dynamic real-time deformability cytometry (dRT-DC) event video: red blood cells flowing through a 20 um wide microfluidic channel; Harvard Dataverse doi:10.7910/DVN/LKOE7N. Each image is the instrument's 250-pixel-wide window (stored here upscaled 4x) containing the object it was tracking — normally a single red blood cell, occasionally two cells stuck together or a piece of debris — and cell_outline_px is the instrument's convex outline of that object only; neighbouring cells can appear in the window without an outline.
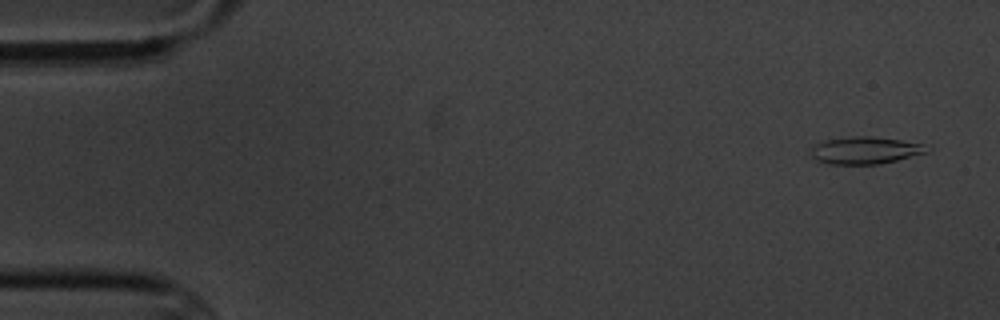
{"species": "common noctule bat (a hibernating species)", "species_latin": "Nyctalus noctula", "temperature_condition": "cold", "stored_images_in_passage": 15, "camera_frame_rate_fps": 3000, "um_per_image_px": 0.085, "animal": {"sex": "male", "body_mass_g": 20.1, "forearm_length_mm": 53.5}, "frame": {"image": 1, "passage_image": 1, "time_ms": 0.0, "image_size_px": [1000, 320], "cell_outline_px": [[932, 148], [928, 152], [880, 164], [824, 164], [816, 160], [812, 156], [812, 148], [816, 144], [824, 140], [852, 136], [872, 136], [900, 140], [920, 144]], "centroid_in_image_um": [73.52, 12.78], "position_along_channel_um": 11.5, "area_um2": 18.32}}
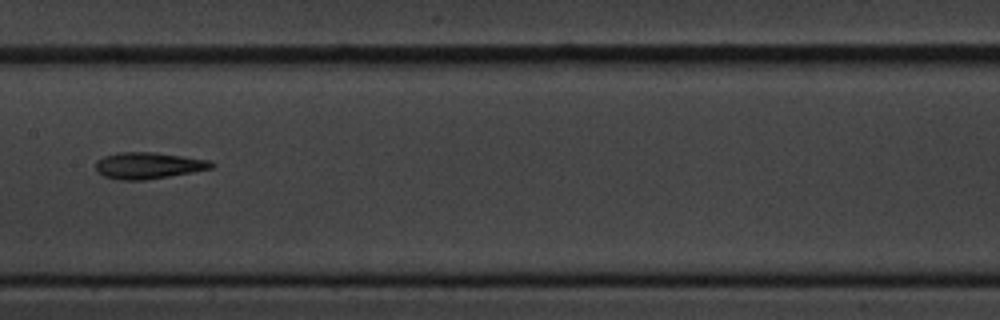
{"frame": {"image": 2, "passage_image": 8, "time_ms": 8.667, "image_size_px": [1000, 320], "cell_outline_px": [[216, 164], [212, 168], [192, 172], [144, 180], [120, 180], [104, 176], [96, 172], [96, 160], [104, 156], [120, 152], [152, 152], [184, 156], [212, 160]], "centroid_in_image_um": [12.62, 14.06], "position_along_channel_um": 194.8, "area_um2": 17.92}}
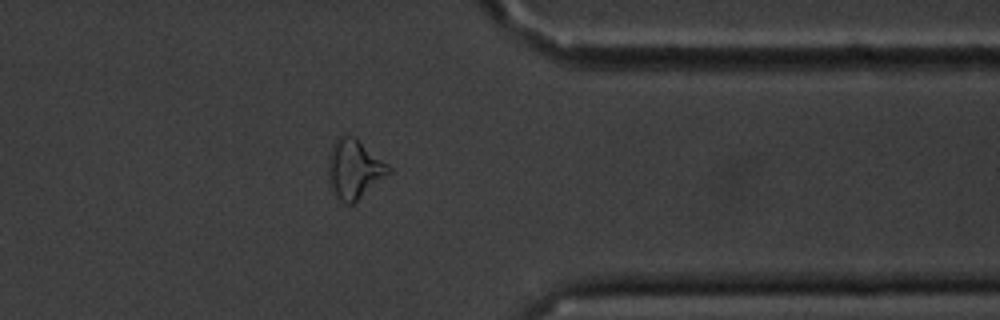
{"frame": {"image": 3, "passage_image": 13, "time_ms": 14.333, "image_size_px": [1000, 320], "cell_outline_px": [[392, 172], [352, 204], [344, 204], [336, 196], [328, 172], [328, 156], [332, 144], [336, 136], [344, 132], [356, 136], [388, 164], [392, 168]], "centroid_in_image_um": [30.12, 14.28], "position_along_channel_um": 381.3, "area_um2": 21.1}, "authors_computed_cell_mechanics": {"area_um2": 17.8602, "velocity_mm_per_s": 3.4651, "shape_relaxation_time_tau1_ms": 3.282, "shape_relaxation_time_tau2_ms": 8.7564, "deformation_change_tau1": 0.1485, "deformation_change_tau2": 0.2261}}